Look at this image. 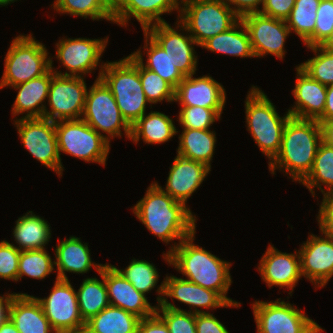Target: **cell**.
I'll return each mask as SVG.
<instances>
[{
  "mask_svg": "<svg viewBox=\"0 0 333 333\" xmlns=\"http://www.w3.org/2000/svg\"><path fill=\"white\" fill-rule=\"evenodd\" d=\"M179 0H113V19L116 24L127 26L128 20L133 16L145 30L147 27L166 22L161 15L171 13L178 9Z\"/></svg>",
  "mask_w": 333,
  "mask_h": 333,
  "instance_id": "7402d4cb",
  "label": "cell"
},
{
  "mask_svg": "<svg viewBox=\"0 0 333 333\" xmlns=\"http://www.w3.org/2000/svg\"><path fill=\"white\" fill-rule=\"evenodd\" d=\"M17 293H7L5 296H0V326L7 321L10 316V306L12 299Z\"/></svg>",
  "mask_w": 333,
  "mask_h": 333,
  "instance_id": "816d5d0a",
  "label": "cell"
},
{
  "mask_svg": "<svg viewBox=\"0 0 333 333\" xmlns=\"http://www.w3.org/2000/svg\"><path fill=\"white\" fill-rule=\"evenodd\" d=\"M255 301L252 304L258 333H321L315 321L293 304L284 301Z\"/></svg>",
  "mask_w": 333,
  "mask_h": 333,
  "instance_id": "30bf717a",
  "label": "cell"
},
{
  "mask_svg": "<svg viewBox=\"0 0 333 333\" xmlns=\"http://www.w3.org/2000/svg\"><path fill=\"white\" fill-rule=\"evenodd\" d=\"M179 138L177 154L200 163L211 169V161L216 144L215 132L199 129H183Z\"/></svg>",
  "mask_w": 333,
  "mask_h": 333,
  "instance_id": "4dcf8cb0",
  "label": "cell"
},
{
  "mask_svg": "<svg viewBox=\"0 0 333 333\" xmlns=\"http://www.w3.org/2000/svg\"><path fill=\"white\" fill-rule=\"evenodd\" d=\"M47 298H37L51 328L56 333H71L84 329L77 300L76 290L69 280L56 279Z\"/></svg>",
  "mask_w": 333,
  "mask_h": 333,
  "instance_id": "7c38bea8",
  "label": "cell"
},
{
  "mask_svg": "<svg viewBox=\"0 0 333 333\" xmlns=\"http://www.w3.org/2000/svg\"><path fill=\"white\" fill-rule=\"evenodd\" d=\"M297 79L292 93L295 104L288 112L292 117L318 120L324 113L327 86L312 79L299 66L296 67Z\"/></svg>",
  "mask_w": 333,
  "mask_h": 333,
  "instance_id": "cb8c5ba5",
  "label": "cell"
},
{
  "mask_svg": "<svg viewBox=\"0 0 333 333\" xmlns=\"http://www.w3.org/2000/svg\"><path fill=\"white\" fill-rule=\"evenodd\" d=\"M139 75L149 104H155L167 100L174 102L175 89L154 71L144 68L139 62Z\"/></svg>",
  "mask_w": 333,
  "mask_h": 333,
  "instance_id": "b9f144b4",
  "label": "cell"
},
{
  "mask_svg": "<svg viewBox=\"0 0 333 333\" xmlns=\"http://www.w3.org/2000/svg\"><path fill=\"white\" fill-rule=\"evenodd\" d=\"M194 74L185 77L175 89V100L181 106H200L213 109L221 116L225 102L224 87L211 76L193 78Z\"/></svg>",
  "mask_w": 333,
  "mask_h": 333,
  "instance_id": "d6986e66",
  "label": "cell"
},
{
  "mask_svg": "<svg viewBox=\"0 0 333 333\" xmlns=\"http://www.w3.org/2000/svg\"><path fill=\"white\" fill-rule=\"evenodd\" d=\"M51 229L44 218L39 217L32 211L19 217L13 229L14 241L19 251L46 249L44 246L49 242Z\"/></svg>",
  "mask_w": 333,
  "mask_h": 333,
  "instance_id": "f1b7e54d",
  "label": "cell"
},
{
  "mask_svg": "<svg viewBox=\"0 0 333 333\" xmlns=\"http://www.w3.org/2000/svg\"><path fill=\"white\" fill-rule=\"evenodd\" d=\"M315 197L314 187L323 193L325 190L321 184L325 185L326 191L333 189V147L323 141L319 144L314 159V164L308 175L301 181Z\"/></svg>",
  "mask_w": 333,
  "mask_h": 333,
  "instance_id": "8d00e7d4",
  "label": "cell"
},
{
  "mask_svg": "<svg viewBox=\"0 0 333 333\" xmlns=\"http://www.w3.org/2000/svg\"><path fill=\"white\" fill-rule=\"evenodd\" d=\"M87 86L84 77H52L48 100L50 111L44 110V118L51 121L81 119L83 116Z\"/></svg>",
  "mask_w": 333,
  "mask_h": 333,
  "instance_id": "4fadbf2b",
  "label": "cell"
},
{
  "mask_svg": "<svg viewBox=\"0 0 333 333\" xmlns=\"http://www.w3.org/2000/svg\"><path fill=\"white\" fill-rule=\"evenodd\" d=\"M200 47L230 56L242 58L255 57L248 30L241 18L227 31L213 36Z\"/></svg>",
  "mask_w": 333,
  "mask_h": 333,
  "instance_id": "83f0119b",
  "label": "cell"
},
{
  "mask_svg": "<svg viewBox=\"0 0 333 333\" xmlns=\"http://www.w3.org/2000/svg\"><path fill=\"white\" fill-rule=\"evenodd\" d=\"M262 280L267 286H279L290 289L292 294L301 275L299 251L293 253H283L274 246L269 245L265 254L261 257L258 270Z\"/></svg>",
  "mask_w": 333,
  "mask_h": 333,
  "instance_id": "ffe728a7",
  "label": "cell"
},
{
  "mask_svg": "<svg viewBox=\"0 0 333 333\" xmlns=\"http://www.w3.org/2000/svg\"><path fill=\"white\" fill-rule=\"evenodd\" d=\"M14 125L25 148L40 163L62 176L55 122L46 118H20Z\"/></svg>",
  "mask_w": 333,
  "mask_h": 333,
  "instance_id": "8fae6325",
  "label": "cell"
},
{
  "mask_svg": "<svg viewBox=\"0 0 333 333\" xmlns=\"http://www.w3.org/2000/svg\"><path fill=\"white\" fill-rule=\"evenodd\" d=\"M9 318L19 333H56L51 328L41 303L36 297L26 293L14 296Z\"/></svg>",
  "mask_w": 333,
  "mask_h": 333,
  "instance_id": "4316f807",
  "label": "cell"
},
{
  "mask_svg": "<svg viewBox=\"0 0 333 333\" xmlns=\"http://www.w3.org/2000/svg\"><path fill=\"white\" fill-rule=\"evenodd\" d=\"M227 3L235 13L241 18L249 13L259 12L258 5H263L264 0H223ZM233 5V6H231Z\"/></svg>",
  "mask_w": 333,
  "mask_h": 333,
  "instance_id": "f907efd6",
  "label": "cell"
},
{
  "mask_svg": "<svg viewBox=\"0 0 333 333\" xmlns=\"http://www.w3.org/2000/svg\"><path fill=\"white\" fill-rule=\"evenodd\" d=\"M55 129L59 155L63 152L105 166L110 150L105 135L99 134L82 118L56 121Z\"/></svg>",
  "mask_w": 333,
  "mask_h": 333,
  "instance_id": "ba28073f",
  "label": "cell"
},
{
  "mask_svg": "<svg viewBox=\"0 0 333 333\" xmlns=\"http://www.w3.org/2000/svg\"><path fill=\"white\" fill-rule=\"evenodd\" d=\"M133 287L146 295L157 285L159 274L153 263L146 260L132 259L123 270L112 265Z\"/></svg>",
  "mask_w": 333,
  "mask_h": 333,
  "instance_id": "74e56055",
  "label": "cell"
},
{
  "mask_svg": "<svg viewBox=\"0 0 333 333\" xmlns=\"http://www.w3.org/2000/svg\"><path fill=\"white\" fill-rule=\"evenodd\" d=\"M320 2L321 0H296L286 20L288 28L302 39L307 48L314 46L316 12Z\"/></svg>",
  "mask_w": 333,
  "mask_h": 333,
  "instance_id": "e575fe53",
  "label": "cell"
},
{
  "mask_svg": "<svg viewBox=\"0 0 333 333\" xmlns=\"http://www.w3.org/2000/svg\"><path fill=\"white\" fill-rule=\"evenodd\" d=\"M71 333H90L86 328Z\"/></svg>",
  "mask_w": 333,
  "mask_h": 333,
  "instance_id": "680465c9",
  "label": "cell"
},
{
  "mask_svg": "<svg viewBox=\"0 0 333 333\" xmlns=\"http://www.w3.org/2000/svg\"><path fill=\"white\" fill-rule=\"evenodd\" d=\"M15 1H18V0H0V6H7L8 4L12 3V2H15Z\"/></svg>",
  "mask_w": 333,
  "mask_h": 333,
  "instance_id": "6f0895ef",
  "label": "cell"
},
{
  "mask_svg": "<svg viewBox=\"0 0 333 333\" xmlns=\"http://www.w3.org/2000/svg\"><path fill=\"white\" fill-rule=\"evenodd\" d=\"M54 255L58 272L56 279L68 280L66 272L84 274L92 266L99 273L104 266V264L92 262L88 243H82L81 239L75 236H70L69 239L58 243Z\"/></svg>",
  "mask_w": 333,
  "mask_h": 333,
  "instance_id": "484cf974",
  "label": "cell"
},
{
  "mask_svg": "<svg viewBox=\"0 0 333 333\" xmlns=\"http://www.w3.org/2000/svg\"><path fill=\"white\" fill-rule=\"evenodd\" d=\"M178 120L183 129L209 130L220 116L213 110L200 106H181Z\"/></svg>",
  "mask_w": 333,
  "mask_h": 333,
  "instance_id": "7bdbcfd3",
  "label": "cell"
},
{
  "mask_svg": "<svg viewBox=\"0 0 333 333\" xmlns=\"http://www.w3.org/2000/svg\"><path fill=\"white\" fill-rule=\"evenodd\" d=\"M41 42L30 35H18L6 53L0 89L13 87L46 74L51 69V57Z\"/></svg>",
  "mask_w": 333,
  "mask_h": 333,
  "instance_id": "52a82bcc",
  "label": "cell"
},
{
  "mask_svg": "<svg viewBox=\"0 0 333 333\" xmlns=\"http://www.w3.org/2000/svg\"><path fill=\"white\" fill-rule=\"evenodd\" d=\"M327 51L333 52V31L330 36L325 40V42L321 45Z\"/></svg>",
  "mask_w": 333,
  "mask_h": 333,
  "instance_id": "9f6ffc18",
  "label": "cell"
},
{
  "mask_svg": "<svg viewBox=\"0 0 333 333\" xmlns=\"http://www.w3.org/2000/svg\"><path fill=\"white\" fill-rule=\"evenodd\" d=\"M100 65L99 76L111 90L123 118L132 126L146 111L149 101L139 75V61L131 54L124 59Z\"/></svg>",
  "mask_w": 333,
  "mask_h": 333,
  "instance_id": "277c9868",
  "label": "cell"
},
{
  "mask_svg": "<svg viewBox=\"0 0 333 333\" xmlns=\"http://www.w3.org/2000/svg\"><path fill=\"white\" fill-rule=\"evenodd\" d=\"M55 261L45 249L20 251L18 280L22 276L44 279L54 270Z\"/></svg>",
  "mask_w": 333,
  "mask_h": 333,
  "instance_id": "f35d334b",
  "label": "cell"
},
{
  "mask_svg": "<svg viewBox=\"0 0 333 333\" xmlns=\"http://www.w3.org/2000/svg\"><path fill=\"white\" fill-rule=\"evenodd\" d=\"M53 9L72 16L105 19L113 23V0H56Z\"/></svg>",
  "mask_w": 333,
  "mask_h": 333,
  "instance_id": "d590c367",
  "label": "cell"
},
{
  "mask_svg": "<svg viewBox=\"0 0 333 333\" xmlns=\"http://www.w3.org/2000/svg\"><path fill=\"white\" fill-rule=\"evenodd\" d=\"M321 142V126L317 120L291 116L283 130L280 150L268 164L271 174H275V169H285L291 179L300 183L311 171Z\"/></svg>",
  "mask_w": 333,
  "mask_h": 333,
  "instance_id": "3957f363",
  "label": "cell"
},
{
  "mask_svg": "<svg viewBox=\"0 0 333 333\" xmlns=\"http://www.w3.org/2000/svg\"><path fill=\"white\" fill-rule=\"evenodd\" d=\"M55 73L50 69L46 74L27 82L13 86L18 94L12 107V115L27 113L22 118H44L45 99L48 97L49 86ZM41 104V105H40Z\"/></svg>",
  "mask_w": 333,
  "mask_h": 333,
  "instance_id": "d4e9b609",
  "label": "cell"
},
{
  "mask_svg": "<svg viewBox=\"0 0 333 333\" xmlns=\"http://www.w3.org/2000/svg\"><path fill=\"white\" fill-rule=\"evenodd\" d=\"M82 119L99 134L110 139L121 137V127L128 139L131 138V126L123 118L111 90L101 79H96L87 90ZM112 137V138H111Z\"/></svg>",
  "mask_w": 333,
  "mask_h": 333,
  "instance_id": "9c48e42d",
  "label": "cell"
},
{
  "mask_svg": "<svg viewBox=\"0 0 333 333\" xmlns=\"http://www.w3.org/2000/svg\"><path fill=\"white\" fill-rule=\"evenodd\" d=\"M99 275L102 281L96 277L86 278L76 292L80 315L85 323L110 305L104 280V266Z\"/></svg>",
  "mask_w": 333,
  "mask_h": 333,
  "instance_id": "836d02e7",
  "label": "cell"
},
{
  "mask_svg": "<svg viewBox=\"0 0 333 333\" xmlns=\"http://www.w3.org/2000/svg\"><path fill=\"white\" fill-rule=\"evenodd\" d=\"M247 130L251 133L257 146L271 162L278 154L282 134L290 113L280 117L275 105L258 87L252 86L245 101Z\"/></svg>",
  "mask_w": 333,
  "mask_h": 333,
  "instance_id": "5b68a950",
  "label": "cell"
},
{
  "mask_svg": "<svg viewBox=\"0 0 333 333\" xmlns=\"http://www.w3.org/2000/svg\"><path fill=\"white\" fill-rule=\"evenodd\" d=\"M296 0H264L259 13L286 21Z\"/></svg>",
  "mask_w": 333,
  "mask_h": 333,
  "instance_id": "7dc6e473",
  "label": "cell"
},
{
  "mask_svg": "<svg viewBox=\"0 0 333 333\" xmlns=\"http://www.w3.org/2000/svg\"><path fill=\"white\" fill-rule=\"evenodd\" d=\"M321 233L324 238L310 234L299 249L301 275L318 287L333 277V235Z\"/></svg>",
  "mask_w": 333,
  "mask_h": 333,
  "instance_id": "ac0fdd59",
  "label": "cell"
},
{
  "mask_svg": "<svg viewBox=\"0 0 333 333\" xmlns=\"http://www.w3.org/2000/svg\"><path fill=\"white\" fill-rule=\"evenodd\" d=\"M20 251L14 244L0 242V278L18 281V263Z\"/></svg>",
  "mask_w": 333,
  "mask_h": 333,
  "instance_id": "f6af8a7d",
  "label": "cell"
},
{
  "mask_svg": "<svg viewBox=\"0 0 333 333\" xmlns=\"http://www.w3.org/2000/svg\"><path fill=\"white\" fill-rule=\"evenodd\" d=\"M104 280L111 306L122 308L141 319L156 312V306L150 305L147 295L138 292L111 264L104 265Z\"/></svg>",
  "mask_w": 333,
  "mask_h": 333,
  "instance_id": "44dd1931",
  "label": "cell"
},
{
  "mask_svg": "<svg viewBox=\"0 0 333 333\" xmlns=\"http://www.w3.org/2000/svg\"><path fill=\"white\" fill-rule=\"evenodd\" d=\"M137 333H169L164 320L155 312L149 317L140 319Z\"/></svg>",
  "mask_w": 333,
  "mask_h": 333,
  "instance_id": "681fc988",
  "label": "cell"
},
{
  "mask_svg": "<svg viewBox=\"0 0 333 333\" xmlns=\"http://www.w3.org/2000/svg\"><path fill=\"white\" fill-rule=\"evenodd\" d=\"M158 305L164 296L169 298H174L179 302L189 305L190 313H206L197 309V307H202L206 309L210 308H220V307H240L241 304H229L218 292L206 289L200 285L192 283L191 281L183 278H178L176 276H167L162 281L161 285L157 289ZM160 295V296H159ZM163 295V296H162ZM192 307L194 310L192 311Z\"/></svg>",
  "mask_w": 333,
  "mask_h": 333,
  "instance_id": "2e32d148",
  "label": "cell"
},
{
  "mask_svg": "<svg viewBox=\"0 0 333 333\" xmlns=\"http://www.w3.org/2000/svg\"><path fill=\"white\" fill-rule=\"evenodd\" d=\"M140 317L109 305L86 322L90 333H137Z\"/></svg>",
  "mask_w": 333,
  "mask_h": 333,
  "instance_id": "1f68e13d",
  "label": "cell"
},
{
  "mask_svg": "<svg viewBox=\"0 0 333 333\" xmlns=\"http://www.w3.org/2000/svg\"><path fill=\"white\" fill-rule=\"evenodd\" d=\"M331 119H333V84L327 86L324 113L317 121H325Z\"/></svg>",
  "mask_w": 333,
  "mask_h": 333,
  "instance_id": "f5cc1de1",
  "label": "cell"
},
{
  "mask_svg": "<svg viewBox=\"0 0 333 333\" xmlns=\"http://www.w3.org/2000/svg\"><path fill=\"white\" fill-rule=\"evenodd\" d=\"M144 31L164 49L184 77L195 74L198 59L193 45L197 43L190 34H181L167 22L151 25Z\"/></svg>",
  "mask_w": 333,
  "mask_h": 333,
  "instance_id": "e0dca14e",
  "label": "cell"
},
{
  "mask_svg": "<svg viewBox=\"0 0 333 333\" xmlns=\"http://www.w3.org/2000/svg\"><path fill=\"white\" fill-rule=\"evenodd\" d=\"M195 234L171 245L167 253H163V259L192 283L218 292L229 304H241L226 296L232 283L229 272L232 264L195 245Z\"/></svg>",
  "mask_w": 333,
  "mask_h": 333,
  "instance_id": "7a4b0ae2",
  "label": "cell"
},
{
  "mask_svg": "<svg viewBox=\"0 0 333 333\" xmlns=\"http://www.w3.org/2000/svg\"><path fill=\"white\" fill-rule=\"evenodd\" d=\"M241 20L248 30L255 57L271 54L281 60L284 58V43L291 33L286 21L259 12L246 14Z\"/></svg>",
  "mask_w": 333,
  "mask_h": 333,
  "instance_id": "9a60e30c",
  "label": "cell"
},
{
  "mask_svg": "<svg viewBox=\"0 0 333 333\" xmlns=\"http://www.w3.org/2000/svg\"><path fill=\"white\" fill-rule=\"evenodd\" d=\"M309 49L316 55L299 64V67L321 84L326 86L333 84V52L327 51L321 46H313Z\"/></svg>",
  "mask_w": 333,
  "mask_h": 333,
  "instance_id": "ab89813d",
  "label": "cell"
},
{
  "mask_svg": "<svg viewBox=\"0 0 333 333\" xmlns=\"http://www.w3.org/2000/svg\"><path fill=\"white\" fill-rule=\"evenodd\" d=\"M0 333H19L15 324L9 318L7 321L1 324Z\"/></svg>",
  "mask_w": 333,
  "mask_h": 333,
  "instance_id": "11a10c76",
  "label": "cell"
},
{
  "mask_svg": "<svg viewBox=\"0 0 333 333\" xmlns=\"http://www.w3.org/2000/svg\"><path fill=\"white\" fill-rule=\"evenodd\" d=\"M132 210L153 235L167 244L175 239L180 243L196 232V216L187 206L164 192L155 181Z\"/></svg>",
  "mask_w": 333,
  "mask_h": 333,
  "instance_id": "6da1fadb",
  "label": "cell"
},
{
  "mask_svg": "<svg viewBox=\"0 0 333 333\" xmlns=\"http://www.w3.org/2000/svg\"><path fill=\"white\" fill-rule=\"evenodd\" d=\"M156 313L168 326L169 333H196L195 314L176 307L167 298L164 297L161 305L156 306Z\"/></svg>",
  "mask_w": 333,
  "mask_h": 333,
  "instance_id": "60d3db41",
  "label": "cell"
},
{
  "mask_svg": "<svg viewBox=\"0 0 333 333\" xmlns=\"http://www.w3.org/2000/svg\"><path fill=\"white\" fill-rule=\"evenodd\" d=\"M323 199L320 205L317 221L320 232L333 235V189L324 191Z\"/></svg>",
  "mask_w": 333,
  "mask_h": 333,
  "instance_id": "bcb514c9",
  "label": "cell"
},
{
  "mask_svg": "<svg viewBox=\"0 0 333 333\" xmlns=\"http://www.w3.org/2000/svg\"><path fill=\"white\" fill-rule=\"evenodd\" d=\"M314 29V46H321L333 31V0H321Z\"/></svg>",
  "mask_w": 333,
  "mask_h": 333,
  "instance_id": "ee69618b",
  "label": "cell"
},
{
  "mask_svg": "<svg viewBox=\"0 0 333 333\" xmlns=\"http://www.w3.org/2000/svg\"><path fill=\"white\" fill-rule=\"evenodd\" d=\"M196 333H229L212 313L195 314Z\"/></svg>",
  "mask_w": 333,
  "mask_h": 333,
  "instance_id": "c3c4849f",
  "label": "cell"
},
{
  "mask_svg": "<svg viewBox=\"0 0 333 333\" xmlns=\"http://www.w3.org/2000/svg\"><path fill=\"white\" fill-rule=\"evenodd\" d=\"M177 25L180 31H187L193 37L197 46L205 41L227 31L240 17L223 0H180ZM181 25V26H180Z\"/></svg>",
  "mask_w": 333,
  "mask_h": 333,
  "instance_id": "8992f818",
  "label": "cell"
},
{
  "mask_svg": "<svg viewBox=\"0 0 333 333\" xmlns=\"http://www.w3.org/2000/svg\"><path fill=\"white\" fill-rule=\"evenodd\" d=\"M318 122L321 126L322 141L333 147V119Z\"/></svg>",
  "mask_w": 333,
  "mask_h": 333,
  "instance_id": "db71d44e",
  "label": "cell"
},
{
  "mask_svg": "<svg viewBox=\"0 0 333 333\" xmlns=\"http://www.w3.org/2000/svg\"><path fill=\"white\" fill-rule=\"evenodd\" d=\"M173 120L164 113L151 111L144 114L131 126V138L136 144L143 138L146 144H160L169 141L177 134Z\"/></svg>",
  "mask_w": 333,
  "mask_h": 333,
  "instance_id": "f546056e",
  "label": "cell"
},
{
  "mask_svg": "<svg viewBox=\"0 0 333 333\" xmlns=\"http://www.w3.org/2000/svg\"><path fill=\"white\" fill-rule=\"evenodd\" d=\"M145 50L147 51V62L143 63L141 50L133 52L131 55L139 61L144 68L157 73L163 80L168 82L174 89L185 78L182 73L173 65L164 49L159 46L144 30ZM149 39V40H148Z\"/></svg>",
  "mask_w": 333,
  "mask_h": 333,
  "instance_id": "d6a6232c",
  "label": "cell"
},
{
  "mask_svg": "<svg viewBox=\"0 0 333 333\" xmlns=\"http://www.w3.org/2000/svg\"><path fill=\"white\" fill-rule=\"evenodd\" d=\"M165 189L158 185L174 200L183 203L199 188L211 171L205 164L184 158L177 154L172 166Z\"/></svg>",
  "mask_w": 333,
  "mask_h": 333,
  "instance_id": "603a6c76",
  "label": "cell"
},
{
  "mask_svg": "<svg viewBox=\"0 0 333 333\" xmlns=\"http://www.w3.org/2000/svg\"><path fill=\"white\" fill-rule=\"evenodd\" d=\"M107 43V37L105 39H60L56 44V57L69 70V73L67 71L61 73L55 69L53 70L52 58L51 69L57 75L83 77L95 70L100 64L99 61H101L100 58L105 51Z\"/></svg>",
  "mask_w": 333,
  "mask_h": 333,
  "instance_id": "5bb4252c",
  "label": "cell"
}]
</instances>
